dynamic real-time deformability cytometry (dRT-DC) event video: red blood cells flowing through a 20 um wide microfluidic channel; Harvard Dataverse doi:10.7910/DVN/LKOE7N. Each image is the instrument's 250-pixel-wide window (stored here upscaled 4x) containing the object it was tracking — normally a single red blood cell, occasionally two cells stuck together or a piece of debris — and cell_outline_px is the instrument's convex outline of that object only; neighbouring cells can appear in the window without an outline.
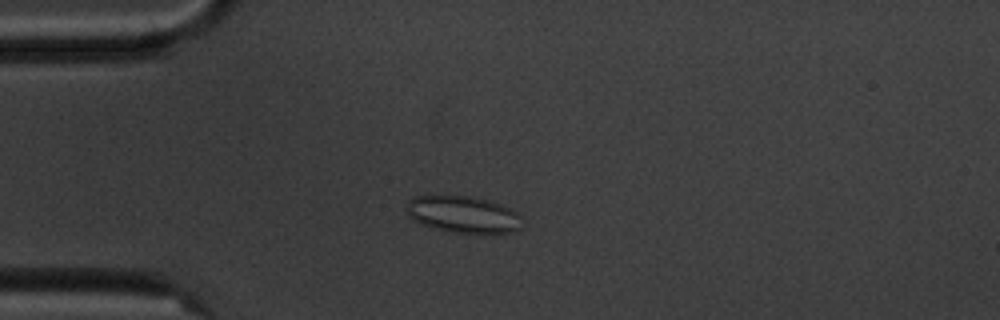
{"species": "common noctule bat (a hibernating species)", "species_latin": "Nyctalus noctula", "temperature_condition": "cold", "stored_images_in_passage": 5, "camera_frame_rate_fps": 3000, "um_per_image_px": 0.085, "animal": {"sex": "male", "body_mass_g": 20.1, "forearm_length_mm": 53.5}, "frame": {"image": 1, "passage_image": 5, "time_ms": 4.333, "image_size_px": [1000, 320], "cell_outline_px": [[520, 228], [516, 232], [452, 232], [420, 224], [412, 220], [408, 216], [404, 208], [408, 200], [416, 196], [468, 196], [488, 200], [500, 204], [516, 212], [520, 216]], "centroid_in_image_um": [39.3, 18.21], "position_along_channel_um": 45.7, "area_um2": 24.57}}